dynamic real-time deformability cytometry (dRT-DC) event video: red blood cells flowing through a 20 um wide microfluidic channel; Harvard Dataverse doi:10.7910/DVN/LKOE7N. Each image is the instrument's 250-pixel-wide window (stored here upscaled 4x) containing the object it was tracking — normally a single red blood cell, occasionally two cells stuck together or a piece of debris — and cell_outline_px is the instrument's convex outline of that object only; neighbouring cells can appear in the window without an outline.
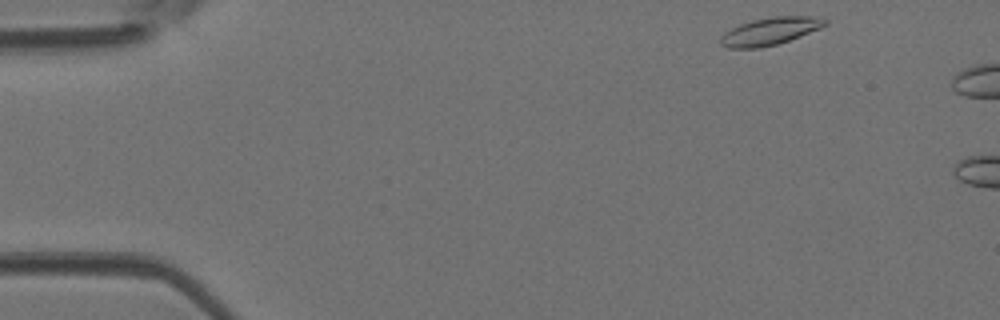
{"species": "Egyptian fruit bat (a non-hibernating species)", "species_latin": "Rousettus aegyptiacus", "temperature_condition": "room temperature", "stored_images_in_passage": 6, "camera_frame_rate_fps": 3000, "um_per_image_px": 0.085, "animal": {"sex": "female"}, "frame": {"image": 1, "passage_image": 2, "time_ms": 0.333, "image_size_px": [1000, 320], "cell_outline_px": [[828, 24], [820, 28], [800, 36], [776, 44], [760, 48], [728, 48], [720, 44], [720, 36], [724, 32], [740, 24], [752, 20], [772, 16], [812, 16], [828, 20]], "centroid_in_image_um": [65.44, 2.65], "position_along_channel_um": 19.6, "area_um2": 16.7}}